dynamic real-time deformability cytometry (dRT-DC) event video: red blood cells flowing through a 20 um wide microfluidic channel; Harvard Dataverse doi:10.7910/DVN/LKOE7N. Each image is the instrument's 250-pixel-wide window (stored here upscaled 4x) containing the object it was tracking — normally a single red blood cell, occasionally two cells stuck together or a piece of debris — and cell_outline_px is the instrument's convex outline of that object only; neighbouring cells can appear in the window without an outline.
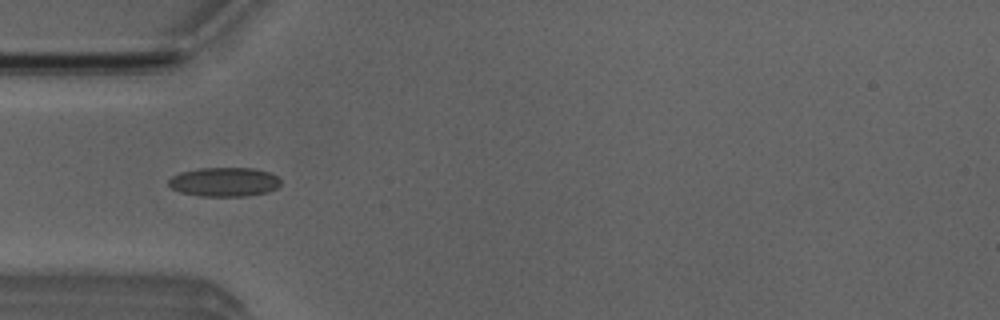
{"species": "Egyptian fruit bat (a non-hibernating species)", "species_latin": "Rousettus aegyptiacus", "temperature_condition": "room temperature", "stored_images_in_passage": 23, "camera_frame_rate_fps": 3000, "um_per_image_px": 0.085, "animal": {"sex": "male"}, "frame": {"image": 1, "passage_image": 4, "time_ms": 1.0, "image_size_px": [1000, 320], "cell_outline_px": [[280, 184], [276, 188], [268, 192], [248, 196], [200, 196], [180, 192], [172, 188], [168, 184], [168, 180], [172, 176], [180, 172], [200, 168], [252, 168], [268, 172], [276, 176], [280, 180]], "centroid_in_image_um": [19.05, 15.47], "position_along_channel_um": 66.0, "area_um2": 19.02}}